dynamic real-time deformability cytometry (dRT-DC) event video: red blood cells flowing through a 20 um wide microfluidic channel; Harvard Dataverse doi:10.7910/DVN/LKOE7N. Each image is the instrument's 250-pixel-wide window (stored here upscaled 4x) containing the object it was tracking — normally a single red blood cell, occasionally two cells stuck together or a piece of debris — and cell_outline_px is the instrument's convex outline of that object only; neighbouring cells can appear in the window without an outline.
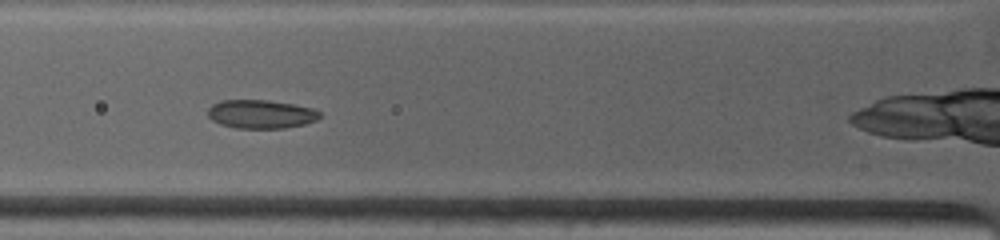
{"species": "common noctule bat (a hibernating species)", "species_latin": "Nyctalus noctula", "temperature_condition": "warm", "stored_images_in_passage": 4, "camera_frame_rate_fps": 4500, "um_per_image_px": 0.085, "animal": {"sex": "female", "body_mass_g": 19.0, "forearm_length_mm": 53.3}, "frame": {"image": 1, "passage_image": 3, "time_ms": 2.0, "image_size_px": [1000, 240], "cell_outline_px": [[320, 116], [316, 120], [304, 124], [284, 128], [236, 128], [220, 124], [212, 120], [208, 116], [208, 108], [212, 104], [220, 100], [268, 100], [292, 104], [312, 108], [320, 112]], "centroid_in_image_um": [22.15, 9.7], "position_along_channel_um": 103.7, "area_um2": 18.61}}
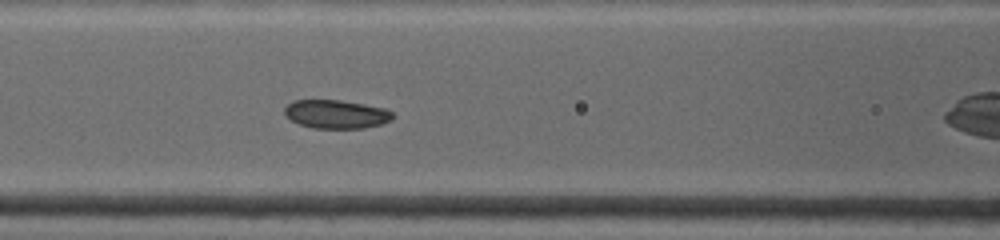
{"frame": {"image": 2, "passage_image": 4, "time_ms": 2.889, "image_size_px": [1000, 240], "cell_outline_px": [[392, 120], [380, 124], [364, 128], [312, 128], [300, 124], [284, 116], [284, 108], [292, 100], [340, 100], [364, 104], [384, 108], [392, 112]], "centroid_in_image_um": [28.54, 9.7], "position_along_channel_um": 138.1, "area_um2": 17.98}}